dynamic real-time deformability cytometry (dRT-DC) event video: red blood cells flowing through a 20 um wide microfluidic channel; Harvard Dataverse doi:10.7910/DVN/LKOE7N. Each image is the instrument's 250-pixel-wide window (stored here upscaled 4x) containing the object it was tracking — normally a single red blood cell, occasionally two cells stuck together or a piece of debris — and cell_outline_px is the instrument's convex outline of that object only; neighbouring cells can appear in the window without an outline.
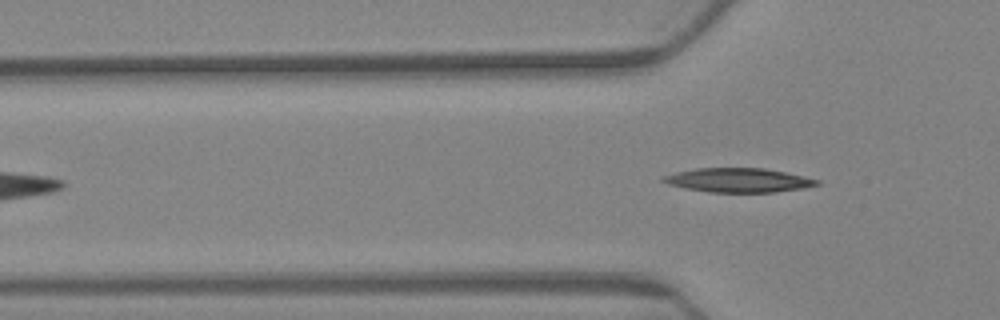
{"species": "Egyptian fruit bat (a non-hibernating species)", "species_latin": "Rousettus aegyptiacus", "temperature_condition": "warm", "stored_images_in_passage": 2, "camera_frame_rate_fps": 3000, "um_per_image_px": 0.085, "animal": {"sex": "female"}, "frame": {"image": 1, "passage_image": 2, "time_ms": 0.333, "image_size_px": [1000, 320], "cell_outline_px": [[820, 184], [804, 188], [776, 192], [708, 192], [684, 188], [668, 184], [660, 180], [660, 176], [676, 172], [696, 168], [764, 168], [804, 176], [820, 180]], "centroid_in_image_um": [62.73, 15.31], "position_along_channel_um": 63.1, "area_um2": 21.73}}